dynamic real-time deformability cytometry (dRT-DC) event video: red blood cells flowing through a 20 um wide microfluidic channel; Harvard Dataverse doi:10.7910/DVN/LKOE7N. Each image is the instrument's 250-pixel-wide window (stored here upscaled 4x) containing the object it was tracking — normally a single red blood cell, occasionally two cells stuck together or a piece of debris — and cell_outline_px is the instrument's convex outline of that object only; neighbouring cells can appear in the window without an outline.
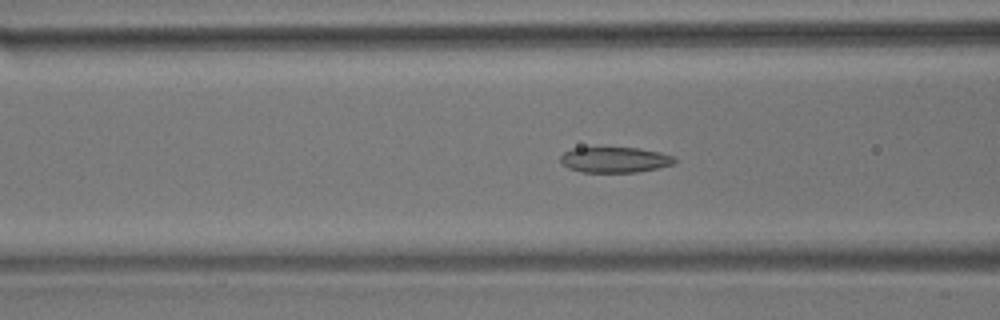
{"species": "common noctule bat (a hibernating species)", "species_latin": "Nyctalus noctula", "temperature_condition": "room temperature", "stored_images_in_passage": 46, "camera_frame_rate_fps": 3000, "um_per_image_px": 0.085, "animal": {"sex": "male", "body_mass_g": 17.9}, "frame": {"image": 1, "passage_image": 22, "time_ms": 7.0, "image_size_px": [1000, 320], "cell_outline_px": [[676, 164], [636, 172], [580, 172], [568, 168], [560, 160], [560, 156], [564, 152], [572, 148], [640, 148], [660, 152], [676, 156]], "centroid_in_image_um": [52.29, 13.58], "position_along_channel_um": 114.3, "area_um2": 17.05}}
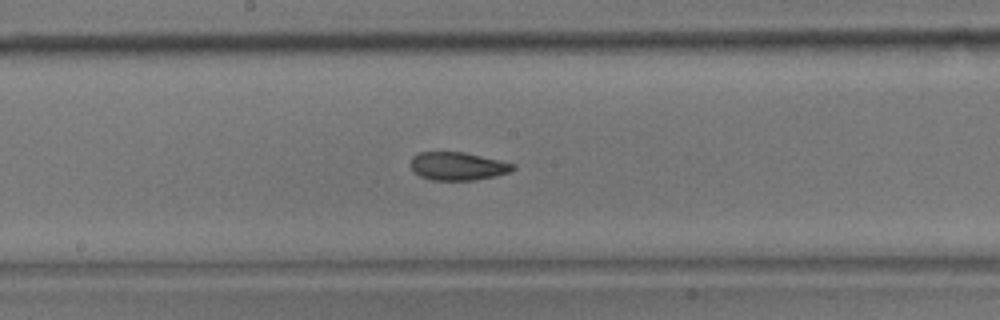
{"frame": {"image": 2, "passage_image": 30, "time_ms": 9.667, "image_size_px": [1000, 320], "cell_outline_px": [[516, 168], [512, 172], [476, 180], [432, 180], [420, 176], [412, 172], [408, 164], [412, 156], [420, 152], [464, 152], [500, 160], [516, 164]], "centroid_in_image_um": [38.89, 14.12], "position_along_channel_um": 209.3, "area_um2": 17.11}}
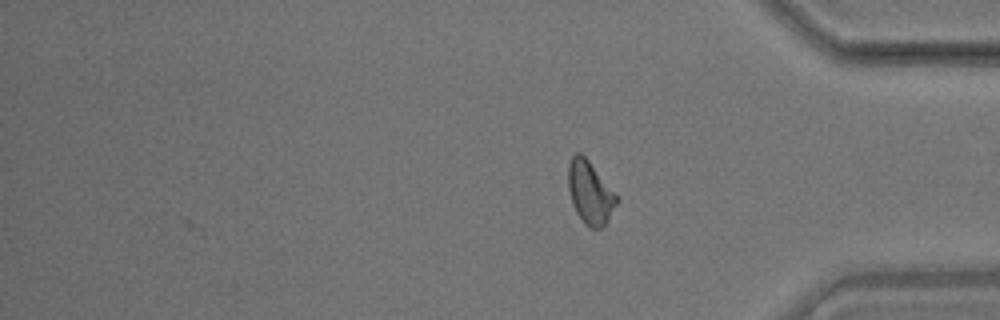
{"frame": {"image": 3, "passage_image": 46, "time_ms": 15.0, "image_size_px": [1000, 320], "cell_outline_px": [[620, 200], [608, 220], [600, 228], [588, 228], [584, 224], [576, 212], [572, 204], [568, 188], [568, 164], [572, 156], [576, 152], [580, 152], [588, 160]], "centroid_in_image_um": [50.14, 16.39], "position_along_channel_um": 385.1, "area_um2": 17.63}, "authors_computed_cell_mechanics": {"area_um2": 17.6579, "velocity_mm_per_s": 3.5538, "shape_relaxation_time_tau1_ms": 9.0512, "shape_relaxation_time_tau2_ms": 2.6472, "deformation_change_tau1": 0.169, "deformation_change_tau2": 0.0878}}